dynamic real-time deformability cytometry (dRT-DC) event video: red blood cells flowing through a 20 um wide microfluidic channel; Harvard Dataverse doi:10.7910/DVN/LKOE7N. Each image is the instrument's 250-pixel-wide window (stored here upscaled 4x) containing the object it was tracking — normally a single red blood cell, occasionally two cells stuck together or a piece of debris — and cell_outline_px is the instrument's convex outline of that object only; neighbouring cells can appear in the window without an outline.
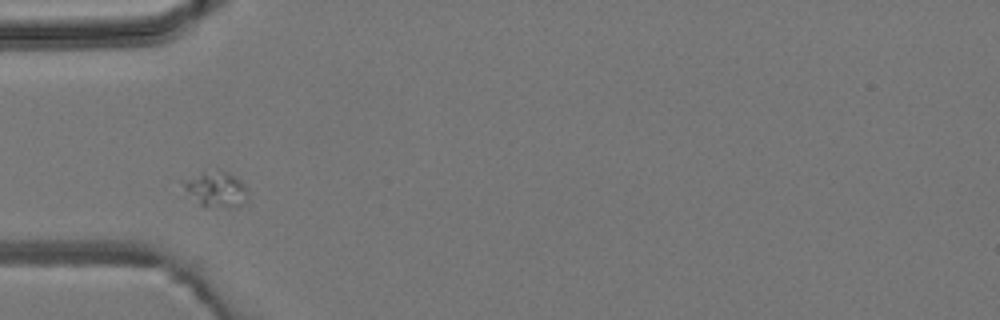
{"species": "common noctule bat (a hibernating species)", "species_latin": "Nyctalus noctula", "temperature_condition": "room temperature", "stored_images_in_passage": 5, "camera_frame_rate_fps": 3000, "um_per_image_px": 0.085, "animal": {"sex": "male", "body_mass_g": 19.2, "forearm_length_mm": 51.8}, "frame": {"image": 1, "passage_image": 5, "time_ms": 5.667, "image_size_px": [1000, 320], "cell_outline_px": [[248, 196], [244, 204], [236, 208], [204, 208], [184, 196], [184, 184], [188, 180], [204, 172], [224, 172], [236, 176], [248, 188]], "centroid_in_image_um": [18.39, 16.2], "position_along_channel_um": 66.6, "area_um2": 13.64}}